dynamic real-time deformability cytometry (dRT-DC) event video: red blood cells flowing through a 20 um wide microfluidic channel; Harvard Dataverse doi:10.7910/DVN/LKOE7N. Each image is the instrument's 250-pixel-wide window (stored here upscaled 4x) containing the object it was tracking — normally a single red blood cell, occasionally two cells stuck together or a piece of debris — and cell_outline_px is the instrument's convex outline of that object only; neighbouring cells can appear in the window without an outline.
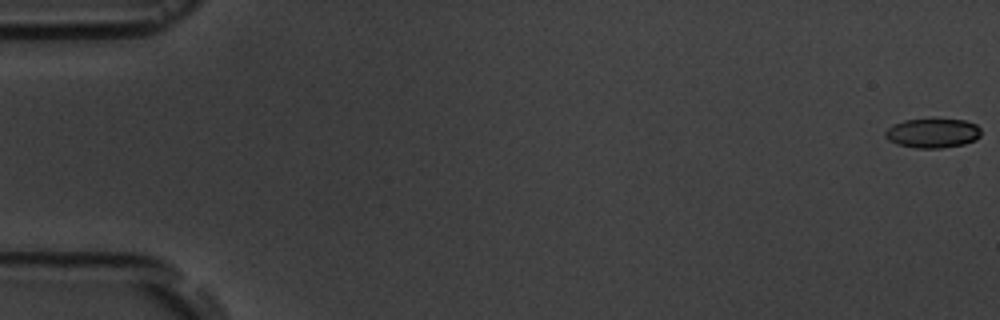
{"species": "common noctule bat (a hibernating species)", "species_latin": "Nyctalus noctula", "temperature_condition": "room temperature", "stored_images_in_passage": 5, "camera_frame_rate_fps": 3000, "um_per_image_px": 0.085, "animal": {"sex": "male", "body_mass_g": 19.5, "forearm_length_mm": 54.6}, "frame": {"image": 1, "passage_image": 1, "time_ms": 0.0, "image_size_px": [1000, 320], "cell_outline_px": [[980, 136], [976, 140], [964, 144], [940, 148], [916, 148], [896, 144], [888, 140], [884, 136], [884, 132], [892, 124], [904, 120], [964, 120], [976, 124], [980, 128]], "centroid_in_image_um": [79.25, 11.33], "position_along_channel_um": 5.7, "area_um2": 16.36}}
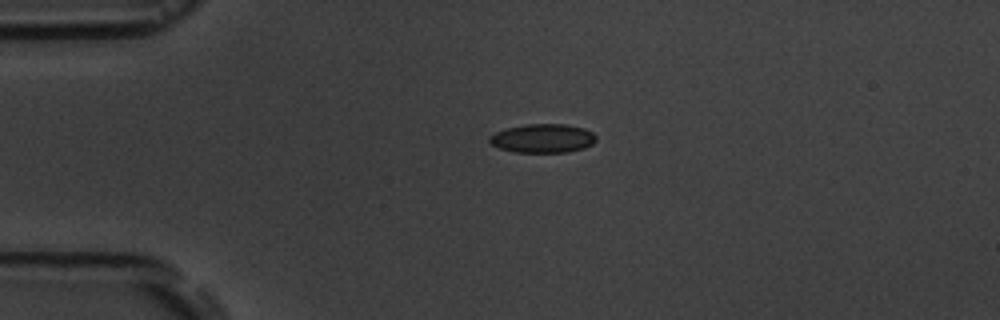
{"frame": {"image": 2, "passage_image": 5, "time_ms": 4.333, "image_size_px": [1000, 320], "cell_outline_px": [[596, 140], [592, 144], [584, 148], [568, 152], [516, 152], [500, 148], [492, 144], [488, 140], [488, 136], [496, 132], [508, 128], [524, 124], [564, 124], [584, 128], [592, 132], [596, 136]], "centroid_in_image_um": [46.14, 11.75], "position_along_channel_um": 38.9, "area_um2": 17.86}}